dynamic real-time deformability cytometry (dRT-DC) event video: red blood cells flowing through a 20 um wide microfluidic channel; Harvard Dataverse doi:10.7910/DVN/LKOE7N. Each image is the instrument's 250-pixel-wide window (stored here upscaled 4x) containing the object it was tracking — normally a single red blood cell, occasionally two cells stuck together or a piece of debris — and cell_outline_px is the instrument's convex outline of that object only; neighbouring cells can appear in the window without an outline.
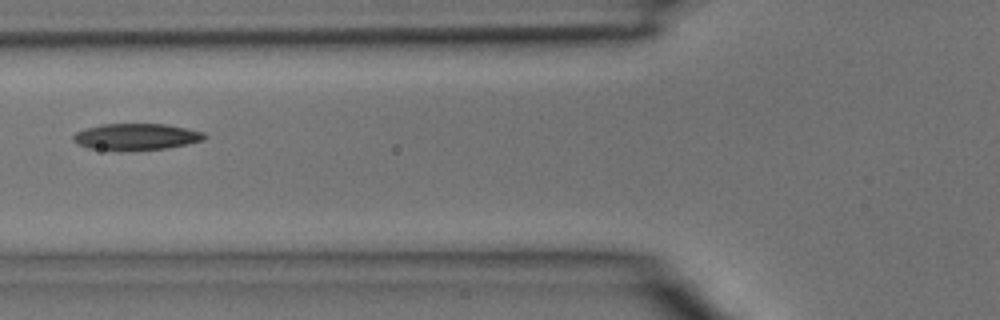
{"species": "common noctule bat (a hibernating species)", "species_latin": "Nyctalus noctula", "temperature_condition": "room temperature", "stored_images_in_passage": 4, "camera_frame_rate_fps": 3000, "um_per_image_px": 0.085, "animal": {"sex": "male", "body_mass_g": 15.6}, "frame": {"image": 1, "passage_image": 4, "time_ms": 1.0, "image_size_px": [1000, 320], "cell_outline_px": [[208, 136], [204, 140], [188, 144], [168, 148], [120, 152], [88, 148], [72, 140], [72, 136], [76, 132], [100, 124], [168, 124], [204, 132]], "centroid_in_image_um": [11.6, 11.64], "position_along_channel_um": 114.2, "area_um2": 20.69}}